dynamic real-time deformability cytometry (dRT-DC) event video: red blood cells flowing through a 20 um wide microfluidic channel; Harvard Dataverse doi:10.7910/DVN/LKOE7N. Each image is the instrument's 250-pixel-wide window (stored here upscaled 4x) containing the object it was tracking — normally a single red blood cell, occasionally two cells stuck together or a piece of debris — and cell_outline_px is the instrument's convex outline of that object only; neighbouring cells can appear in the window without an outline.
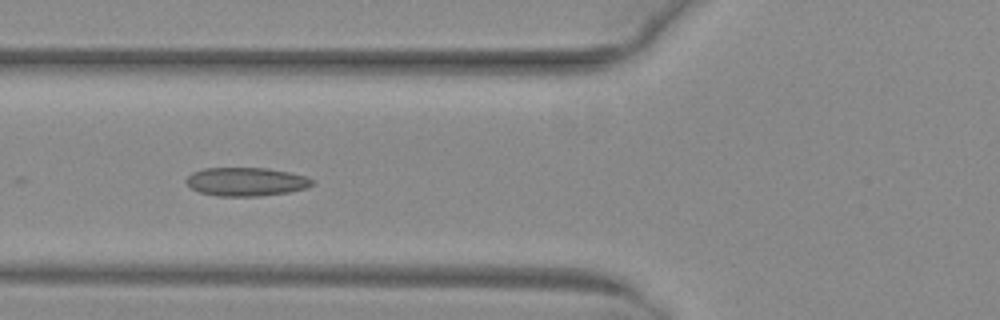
{"species": "common noctule bat (a hibernating species)", "species_latin": "Nyctalus noctula", "temperature_condition": "warm", "stored_images_in_passage": 24, "camera_frame_rate_fps": 3000, "um_per_image_px": 0.085, "animal": {"sex": "female", "body_mass_g": 29.2, "forearm_length_mm": 56.3}, "frame": {"image": 1, "passage_image": 20, "time_ms": 6.333, "image_size_px": [1000, 320], "cell_outline_px": [[316, 184], [308, 188], [288, 192], [260, 196], [216, 196], [200, 192], [192, 188], [184, 180], [192, 172], [204, 168], [268, 168], [288, 172], [304, 176], [312, 180]], "centroid_in_image_um": [20.92, 15.45], "position_along_channel_um": 104.9, "area_um2": 20.98}}